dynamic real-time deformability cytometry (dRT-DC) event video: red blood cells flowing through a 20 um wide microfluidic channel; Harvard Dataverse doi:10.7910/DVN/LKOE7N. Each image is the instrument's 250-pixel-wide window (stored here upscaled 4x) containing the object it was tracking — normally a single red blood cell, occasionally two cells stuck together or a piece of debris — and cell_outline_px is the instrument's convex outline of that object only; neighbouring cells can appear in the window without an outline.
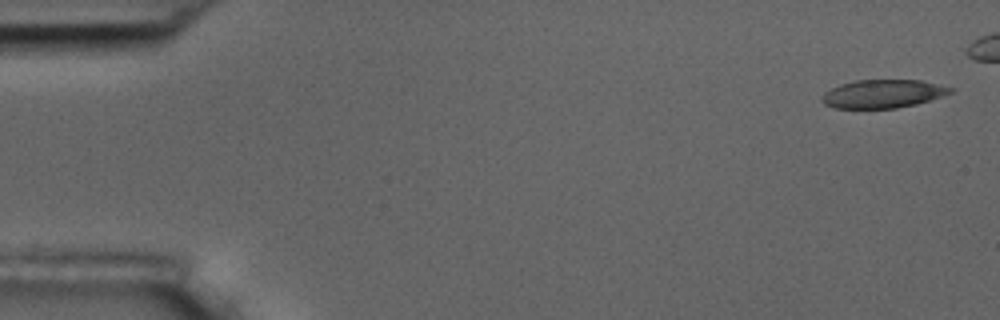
{"species": "common noctule bat (a hibernating species)", "species_latin": "Nyctalus noctula", "temperature_condition": "room temperature", "stored_images_in_passage": 6, "camera_frame_rate_fps": 3000, "um_per_image_px": 0.085, "animal": {"sex": "male", "body_mass_g": 17.5, "forearm_length_mm": 52.3}, "frame": {"image": 1, "passage_image": 1, "time_ms": 0.0, "image_size_px": [1000, 320], "cell_outline_px": [[956, 88], [952, 92], [916, 104], [896, 108], [832, 108], [824, 104], [820, 100], [820, 96], [824, 92], [840, 84], [856, 80], [920, 80]], "centroid_in_image_um": [75.0, 7.97], "position_along_channel_um": 10.0, "area_um2": 21.21}}
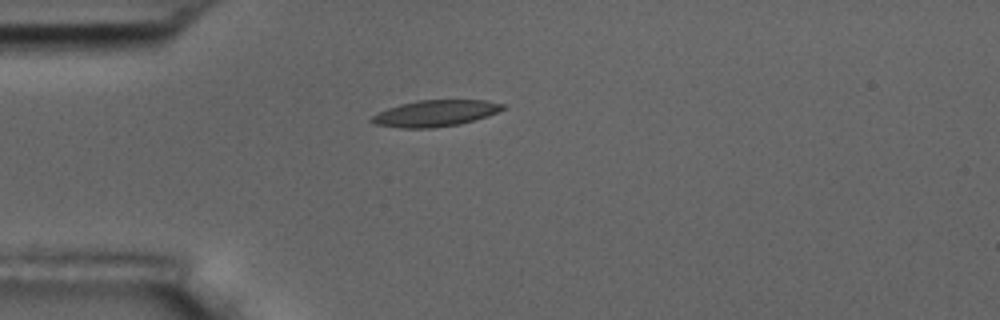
{"frame": {"image": 2, "passage_image": 6, "time_ms": 6.333, "image_size_px": [1000, 320], "cell_outline_px": [[508, 108], [488, 116], [460, 124], [432, 128], [400, 128], [376, 124], [368, 120], [372, 116], [388, 108], [400, 104], [420, 100], [484, 100], [504, 104]], "centroid_in_image_um": [37.04, 9.63], "position_along_channel_um": 48.0, "area_um2": 20.11}}